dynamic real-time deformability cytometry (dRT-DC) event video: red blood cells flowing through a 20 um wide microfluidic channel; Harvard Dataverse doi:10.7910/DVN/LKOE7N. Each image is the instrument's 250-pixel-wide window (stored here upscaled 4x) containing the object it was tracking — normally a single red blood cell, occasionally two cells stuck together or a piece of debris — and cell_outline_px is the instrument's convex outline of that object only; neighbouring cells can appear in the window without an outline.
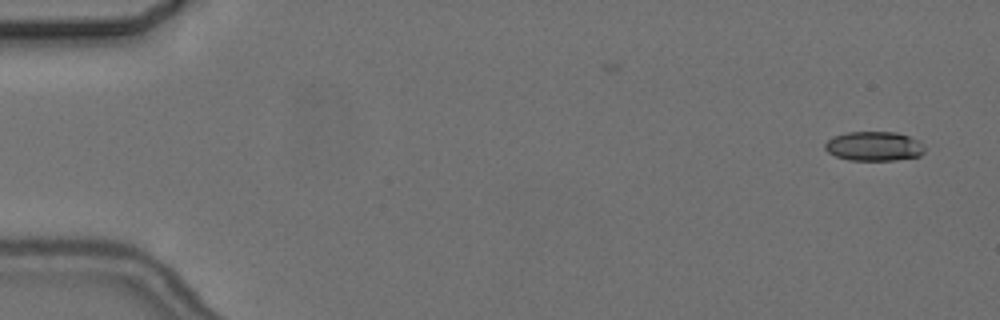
{"species": "common noctule bat (a hibernating species)", "species_latin": "Nyctalus noctula", "temperature_condition": "cold", "stored_images_in_passage": 2, "camera_frame_rate_fps": 3000, "um_per_image_px": 0.085, "animal": {"sex": "female", "body_mass_g": 24.6, "forearm_length_mm": 56.2}, "frame": {"image": 1, "passage_image": 2, "time_ms": 1.0, "image_size_px": [1000, 320], "cell_outline_px": [[924, 152], [920, 156], [896, 160], [848, 160], [836, 156], [828, 152], [824, 148], [824, 144], [832, 136], [848, 132], [896, 132], [920, 140], [924, 144]], "centroid_in_image_um": [74.3, 12.42], "position_along_channel_um": 10.7, "area_um2": 17.22}}